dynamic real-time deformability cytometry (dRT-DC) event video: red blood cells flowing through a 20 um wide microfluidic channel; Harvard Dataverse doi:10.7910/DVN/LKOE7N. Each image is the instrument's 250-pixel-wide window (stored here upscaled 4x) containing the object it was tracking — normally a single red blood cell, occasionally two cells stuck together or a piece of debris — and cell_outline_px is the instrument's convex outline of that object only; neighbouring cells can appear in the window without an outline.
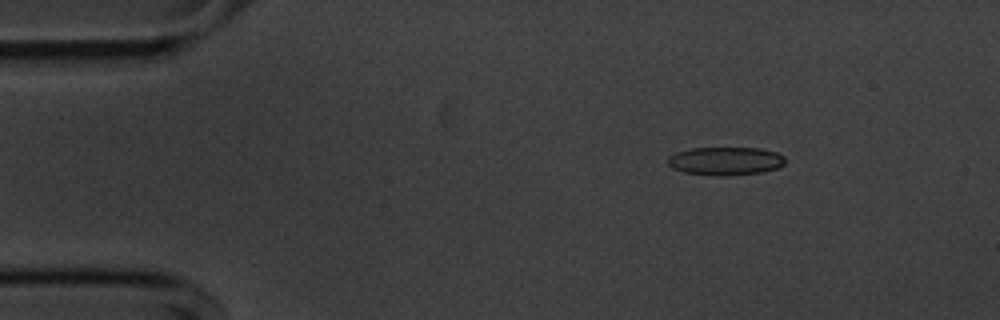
{"species": "common noctule bat (a hibernating species)", "species_latin": "Nyctalus noctula", "temperature_condition": "cold", "stored_images_in_passage": 15, "camera_frame_rate_fps": 3000, "um_per_image_px": 0.085, "animal": {"sex": "male", "body_mass_g": 20.1, "forearm_length_mm": 53.5}, "frame": {"image": 1, "passage_image": 7, "time_ms": 2.0, "image_size_px": [1000, 320], "cell_outline_px": [[784, 164], [776, 168], [764, 172], [724, 176], [712, 176], [684, 172], [672, 168], [668, 164], [668, 156], [676, 152], [692, 148], [760, 148], [776, 152], [784, 156]], "centroid_in_image_um": [61.65, 13.69], "position_along_channel_um": 23.4, "area_um2": 19.42}}